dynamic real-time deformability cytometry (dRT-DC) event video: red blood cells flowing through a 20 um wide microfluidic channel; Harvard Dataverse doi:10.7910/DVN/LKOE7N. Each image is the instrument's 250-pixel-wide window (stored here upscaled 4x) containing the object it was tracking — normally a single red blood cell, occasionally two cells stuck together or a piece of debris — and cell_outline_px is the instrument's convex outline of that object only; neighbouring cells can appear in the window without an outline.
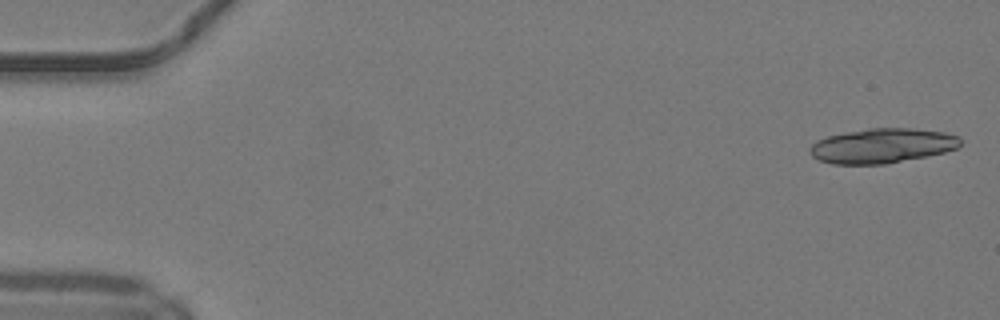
{"species": "common noctule bat (a hibernating species)", "species_latin": "Nyctalus noctula", "temperature_condition": "warm", "stored_images_in_passage": 22, "camera_frame_rate_fps": 3000, "um_per_image_px": 0.085, "animal": {"sex": "male", "body_mass_g": 19.2, "forearm_length_mm": 51.8}, "frame": {"image": 1, "passage_image": 1, "time_ms": 0.0, "image_size_px": [1000, 320], "cell_outline_px": [[960, 144], [956, 148], [944, 152], [884, 164], [832, 164], [816, 160], [808, 152], [808, 148], [816, 140], [828, 136], [844, 132], [868, 128], [912, 128], [944, 132], [960, 136]], "centroid_in_image_um": [74.92, 12.38], "position_along_channel_um": 10.1, "area_um2": 30.52}}
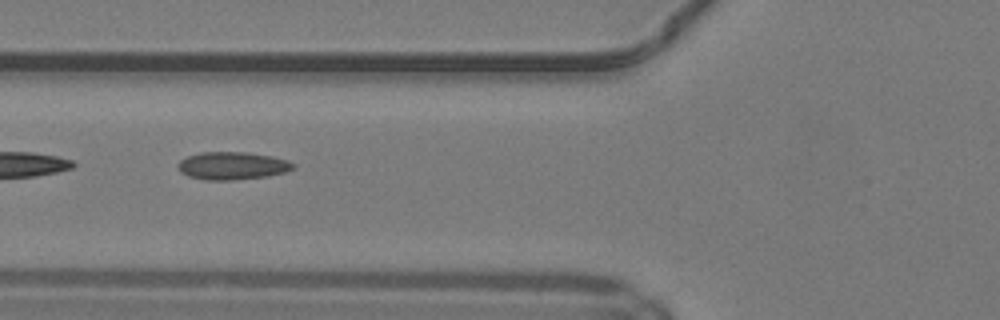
{"frame": {"image": 2, "passage_image": 19, "time_ms": 6.0, "image_size_px": [1000, 320], "cell_outline_px": [[296, 168], [288, 172], [268, 176], [232, 180], [204, 180], [188, 176], [180, 172], [176, 164], [180, 160], [188, 156], [200, 152], [248, 152], [272, 156], [288, 160], [296, 164]], "centroid_in_image_um": [19.78, 14.09], "position_along_channel_um": 106.0, "area_um2": 18.96}}